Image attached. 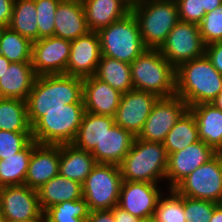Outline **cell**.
Wrapping results in <instances>:
<instances>
[{
	"mask_svg": "<svg viewBox=\"0 0 222 222\" xmlns=\"http://www.w3.org/2000/svg\"><path fill=\"white\" fill-rule=\"evenodd\" d=\"M222 91V74L206 55L176 68V95L191 107L211 103Z\"/></svg>",
	"mask_w": 222,
	"mask_h": 222,
	"instance_id": "obj_2",
	"label": "cell"
},
{
	"mask_svg": "<svg viewBox=\"0 0 222 222\" xmlns=\"http://www.w3.org/2000/svg\"><path fill=\"white\" fill-rule=\"evenodd\" d=\"M10 61L0 54V78L5 72V70L9 67Z\"/></svg>",
	"mask_w": 222,
	"mask_h": 222,
	"instance_id": "obj_47",
	"label": "cell"
},
{
	"mask_svg": "<svg viewBox=\"0 0 222 222\" xmlns=\"http://www.w3.org/2000/svg\"><path fill=\"white\" fill-rule=\"evenodd\" d=\"M86 222H115L111 209L90 211Z\"/></svg>",
	"mask_w": 222,
	"mask_h": 222,
	"instance_id": "obj_43",
	"label": "cell"
},
{
	"mask_svg": "<svg viewBox=\"0 0 222 222\" xmlns=\"http://www.w3.org/2000/svg\"><path fill=\"white\" fill-rule=\"evenodd\" d=\"M115 124L114 117L98 115L85 111L73 145L76 148L92 152L100 144L107 130Z\"/></svg>",
	"mask_w": 222,
	"mask_h": 222,
	"instance_id": "obj_27",
	"label": "cell"
},
{
	"mask_svg": "<svg viewBox=\"0 0 222 222\" xmlns=\"http://www.w3.org/2000/svg\"><path fill=\"white\" fill-rule=\"evenodd\" d=\"M169 196L158 199L154 211V222H187L184 215L183 196L174 189H169Z\"/></svg>",
	"mask_w": 222,
	"mask_h": 222,
	"instance_id": "obj_35",
	"label": "cell"
},
{
	"mask_svg": "<svg viewBox=\"0 0 222 222\" xmlns=\"http://www.w3.org/2000/svg\"><path fill=\"white\" fill-rule=\"evenodd\" d=\"M217 155V151L202 140L186 146L181 151L168 155L166 180L168 189H174L184 178L202 164L208 163Z\"/></svg>",
	"mask_w": 222,
	"mask_h": 222,
	"instance_id": "obj_14",
	"label": "cell"
},
{
	"mask_svg": "<svg viewBox=\"0 0 222 222\" xmlns=\"http://www.w3.org/2000/svg\"><path fill=\"white\" fill-rule=\"evenodd\" d=\"M39 204L44 212L53 205L64 201L83 198L82 184L58 174L37 190Z\"/></svg>",
	"mask_w": 222,
	"mask_h": 222,
	"instance_id": "obj_26",
	"label": "cell"
},
{
	"mask_svg": "<svg viewBox=\"0 0 222 222\" xmlns=\"http://www.w3.org/2000/svg\"><path fill=\"white\" fill-rule=\"evenodd\" d=\"M85 112L84 103L65 104L46 110L32 125V140L42 145L72 144Z\"/></svg>",
	"mask_w": 222,
	"mask_h": 222,
	"instance_id": "obj_6",
	"label": "cell"
},
{
	"mask_svg": "<svg viewBox=\"0 0 222 222\" xmlns=\"http://www.w3.org/2000/svg\"><path fill=\"white\" fill-rule=\"evenodd\" d=\"M90 31L98 32L131 12L125 0H81Z\"/></svg>",
	"mask_w": 222,
	"mask_h": 222,
	"instance_id": "obj_23",
	"label": "cell"
},
{
	"mask_svg": "<svg viewBox=\"0 0 222 222\" xmlns=\"http://www.w3.org/2000/svg\"><path fill=\"white\" fill-rule=\"evenodd\" d=\"M158 184L140 181H122L118 206L143 220L152 218L159 197Z\"/></svg>",
	"mask_w": 222,
	"mask_h": 222,
	"instance_id": "obj_15",
	"label": "cell"
},
{
	"mask_svg": "<svg viewBox=\"0 0 222 222\" xmlns=\"http://www.w3.org/2000/svg\"><path fill=\"white\" fill-rule=\"evenodd\" d=\"M0 222H4V219L2 217H0Z\"/></svg>",
	"mask_w": 222,
	"mask_h": 222,
	"instance_id": "obj_55",
	"label": "cell"
},
{
	"mask_svg": "<svg viewBox=\"0 0 222 222\" xmlns=\"http://www.w3.org/2000/svg\"><path fill=\"white\" fill-rule=\"evenodd\" d=\"M2 188L3 187L0 186V217H1V194H2Z\"/></svg>",
	"mask_w": 222,
	"mask_h": 222,
	"instance_id": "obj_52",
	"label": "cell"
},
{
	"mask_svg": "<svg viewBox=\"0 0 222 222\" xmlns=\"http://www.w3.org/2000/svg\"><path fill=\"white\" fill-rule=\"evenodd\" d=\"M130 66L133 89L150 92L158 97L176 95V69L158 49H146Z\"/></svg>",
	"mask_w": 222,
	"mask_h": 222,
	"instance_id": "obj_4",
	"label": "cell"
},
{
	"mask_svg": "<svg viewBox=\"0 0 222 222\" xmlns=\"http://www.w3.org/2000/svg\"><path fill=\"white\" fill-rule=\"evenodd\" d=\"M136 137L114 124L91 152L96 163L119 165L130 151Z\"/></svg>",
	"mask_w": 222,
	"mask_h": 222,
	"instance_id": "obj_21",
	"label": "cell"
},
{
	"mask_svg": "<svg viewBox=\"0 0 222 222\" xmlns=\"http://www.w3.org/2000/svg\"><path fill=\"white\" fill-rule=\"evenodd\" d=\"M38 145L32 140L23 150L0 160V186L22 185L25 183L26 173L33 149Z\"/></svg>",
	"mask_w": 222,
	"mask_h": 222,
	"instance_id": "obj_30",
	"label": "cell"
},
{
	"mask_svg": "<svg viewBox=\"0 0 222 222\" xmlns=\"http://www.w3.org/2000/svg\"><path fill=\"white\" fill-rule=\"evenodd\" d=\"M218 203L183 196L184 215L187 222H210Z\"/></svg>",
	"mask_w": 222,
	"mask_h": 222,
	"instance_id": "obj_37",
	"label": "cell"
},
{
	"mask_svg": "<svg viewBox=\"0 0 222 222\" xmlns=\"http://www.w3.org/2000/svg\"><path fill=\"white\" fill-rule=\"evenodd\" d=\"M94 76L122 94L133 89L131 66L126 62L101 55Z\"/></svg>",
	"mask_w": 222,
	"mask_h": 222,
	"instance_id": "obj_28",
	"label": "cell"
},
{
	"mask_svg": "<svg viewBox=\"0 0 222 222\" xmlns=\"http://www.w3.org/2000/svg\"><path fill=\"white\" fill-rule=\"evenodd\" d=\"M142 41L147 49H159L168 34L180 21L174 0H143L131 6Z\"/></svg>",
	"mask_w": 222,
	"mask_h": 222,
	"instance_id": "obj_5",
	"label": "cell"
},
{
	"mask_svg": "<svg viewBox=\"0 0 222 222\" xmlns=\"http://www.w3.org/2000/svg\"><path fill=\"white\" fill-rule=\"evenodd\" d=\"M199 30L205 45L222 41V5L204 15Z\"/></svg>",
	"mask_w": 222,
	"mask_h": 222,
	"instance_id": "obj_39",
	"label": "cell"
},
{
	"mask_svg": "<svg viewBox=\"0 0 222 222\" xmlns=\"http://www.w3.org/2000/svg\"><path fill=\"white\" fill-rule=\"evenodd\" d=\"M140 222H154V220L153 218H149V219L140 220Z\"/></svg>",
	"mask_w": 222,
	"mask_h": 222,
	"instance_id": "obj_51",
	"label": "cell"
},
{
	"mask_svg": "<svg viewBox=\"0 0 222 222\" xmlns=\"http://www.w3.org/2000/svg\"><path fill=\"white\" fill-rule=\"evenodd\" d=\"M205 13H209L222 5V0H201Z\"/></svg>",
	"mask_w": 222,
	"mask_h": 222,
	"instance_id": "obj_45",
	"label": "cell"
},
{
	"mask_svg": "<svg viewBox=\"0 0 222 222\" xmlns=\"http://www.w3.org/2000/svg\"><path fill=\"white\" fill-rule=\"evenodd\" d=\"M89 207L84 198L64 201L44 211L45 222H86Z\"/></svg>",
	"mask_w": 222,
	"mask_h": 222,
	"instance_id": "obj_34",
	"label": "cell"
},
{
	"mask_svg": "<svg viewBox=\"0 0 222 222\" xmlns=\"http://www.w3.org/2000/svg\"><path fill=\"white\" fill-rule=\"evenodd\" d=\"M59 174V145L38 144L32 151L25 185L38 190Z\"/></svg>",
	"mask_w": 222,
	"mask_h": 222,
	"instance_id": "obj_19",
	"label": "cell"
},
{
	"mask_svg": "<svg viewBox=\"0 0 222 222\" xmlns=\"http://www.w3.org/2000/svg\"><path fill=\"white\" fill-rule=\"evenodd\" d=\"M188 109L187 103L177 95L159 97L137 138L162 143Z\"/></svg>",
	"mask_w": 222,
	"mask_h": 222,
	"instance_id": "obj_11",
	"label": "cell"
},
{
	"mask_svg": "<svg viewBox=\"0 0 222 222\" xmlns=\"http://www.w3.org/2000/svg\"><path fill=\"white\" fill-rule=\"evenodd\" d=\"M1 217L4 220L45 218L37 190L25 184L5 186L1 194Z\"/></svg>",
	"mask_w": 222,
	"mask_h": 222,
	"instance_id": "obj_16",
	"label": "cell"
},
{
	"mask_svg": "<svg viewBox=\"0 0 222 222\" xmlns=\"http://www.w3.org/2000/svg\"><path fill=\"white\" fill-rule=\"evenodd\" d=\"M113 212V216L115 219V222H140L141 219L135 217L134 215L130 214L123 208L116 205L113 209H111Z\"/></svg>",
	"mask_w": 222,
	"mask_h": 222,
	"instance_id": "obj_44",
	"label": "cell"
},
{
	"mask_svg": "<svg viewBox=\"0 0 222 222\" xmlns=\"http://www.w3.org/2000/svg\"><path fill=\"white\" fill-rule=\"evenodd\" d=\"M100 58L101 47L98 33L89 31L71 41L66 75L82 79L95 75Z\"/></svg>",
	"mask_w": 222,
	"mask_h": 222,
	"instance_id": "obj_17",
	"label": "cell"
},
{
	"mask_svg": "<svg viewBox=\"0 0 222 222\" xmlns=\"http://www.w3.org/2000/svg\"><path fill=\"white\" fill-rule=\"evenodd\" d=\"M71 41L56 36L32 42L31 64L37 76L66 74Z\"/></svg>",
	"mask_w": 222,
	"mask_h": 222,
	"instance_id": "obj_12",
	"label": "cell"
},
{
	"mask_svg": "<svg viewBox=\"0 0 222 222\" xmlns=\"http://www.w3.org/2000/svg\"><path fill=\"white\" fill-rule=\"evenodd\" d=\"M32 42L9 27L0 36V54L10 62H31Z\"/></svg>",
	"mask_w": 222,
	"mask_h": 222,
	"instance_id": "obj_33",
	"label": "cell"
},
{
	"mask_svg": "<svg viewBox=\"0 0 222 222\" xmlns=\"http://www.w3.org/2000/svg\"><path fill=\"white\" fill-rule=\"evenodd\" d=\"M127 3H129L130 6H133L137 3L142 2L143 0H125Z\"/></svg>",
	"mask_w": 222,
	"mask_h": 222,
	"instance_id": "obj_50",
	"label": "cell"
},
{
	"mask_svg": "<svg viewBox=\"0 0 222 222\" xmlns=\"http://www.w3.org/2000/svg\"><path fill=\"white\" fill-rule=\"evenodd\" d=\"M174 190L180 196L222 202V156L216 155L184 178Z\"/></svg>",
	"mask_w": 222,
	"mask_h": 222,
	"instance_id": "obj_10",
	"label": "cell"
},
{
	"mask_svg": "<svg viewBox=\"0 0 222 222\" xmlns=\"http://www.w3.org/2000/svg\"><path fill=\"white\" fill-rule=\"evenodd\" d=\"M210 222H222V204L215 207Z\"/></svg>",
	"mask_w": 222,
	"mask_h": 222,
	"instance_id": "obj_46",
	"label": "cell"
},
{
	"mask_svg": "<svg viewBox=\"0 0 222 222\" xmlns=\"http://www.w3.org/2000/svg\"><path fill=\"white\" fill-rule=\"evenodd\" d=\"M15 0H0V27H8Z\"/></svg>",
	"mask_w": 222,
	"mask_h": 222,
	"instance_id": "obj_42",
	"label": "cell"
},
{
	"mask_svg": "<svg viewBox=\"0 0 222 222\" xmlns=\"http://www.w3.org/2000/svg\"><path fill=\"white\" fill-rule=\"evenodd\" d=\"M61 0H35L39 39L54 36L55 13Z\"/></svg>",
	"mask_w": 222,
	"mask_h": 222,
	"instance_id": "obj_36",
	"label": "cell"
},
{
	"mask_svg": "<svg viewBox=\"0 0 222 222\" xmlns=\"http://www.w3.org/2000/svg\"><path fill=\"white\" fill-rule=\"evenodd\" d=\"M36 77L31 62H11L0 78V98L26 101Z\"/></svg>",
	"mask_w": 222,
	"mask_h": 222,
	"instance_id": "obj_22",
	"label": "cell"
},
{
	"mask_svg": "<svg viewBox=\"0 0 222 222\" xmlns=\"http://www.w3.org/2000/svg\"><path fill=\"white\" fill-rule=\"evenodd\" d=\"M199 140L196 119L188 109L167 133L162 144L169 155L181 151L186 146L198 142Z\"/></svg>",
	"mask_w": 222,
	"mask_h": 222,
	"instance_id": "obj_29",
	"label": "cell"
},
{
	"mask_svg": "<svg viewBox=\"0 0 222 222\" xmlns=\"http://www.w3.org/2000/svg\"><path fill=\"white\" fill-rule=\"evenodd\" d=\"M122 181L119 165L97 163L82 184L89 210L113 209L118 205Z\"/></svg>",
	"mask_w": 222,
	"mask_h": 222,
	"instance_id": "obj_8",
	"label": "cell"
},
{
	"mask_svg": "<svg viewBox=\"0 0 222 222\" xmlns=\"http://www.w3.org/2000/svg\"><path fill=\"white\" fill-rule=\"evenodd\" d=\"M158 50L175 69L185 62L204 56L205 44L199 25L180 20Z\"/></svg>",
	"mask_w": 222,
	"mask_h": 222,
	"instance_id": "obj_9",
	"label": "cell"
},
{
	"mask_svg": "<svg viewBox=\"0 0 222 222\" xmlns=\"http://www.w3.org/2000/svg\"><path fill=\"white\" fill-rule=\"evenodd\" d=\"M3 28L4 27H0V36H1L2 31H3Z\"/></svg>",
	"mask_w": 222,
	"mask_h": 222,
	"instance_id": "obj_54",
	"label": "cell"
},
{
	"mask_svg": "<svg viewBox=\"0 0 222 222\" xmlns=\"http://www.w3.org/2000/svg\"><path fill=\"white\" fill-rule=\"evenodd\" d=\"M189 110L196 119L199 139L218 151L222 146V111L212 103L196 104Z\"/></svg>",
	"mask_w": 222,
	"mask_h": 222,
	"instance_id": "obj_25",
	"label": "cell"
},
{
	"mask_svg": "<svg viewBox=\"0 0 222 222\" xmlns=\"http://www.w3.org/2000/svg\"><path fill=\"white\" fill-rule=\"evenodd\" d=\"M32 141V132L0 130V160L23 150Z\"/></svg>",
	"mask_w": 222,
	"mask_h": 222,
	"instance_id": "obj_38",
	"label": "cell"
},
{
	"mask_svg": "<svg viewBox=\"0 0 222 222\" xmlns=\"http://www.w3.org/2000/svg\"><path fill=\"white\" fill-rule=\"evenodd\" d=\"M205 55L213 67L222 74V41L205 45Z\"/></svg>",
	"mask_w": 222,
	"mask_h": 222,
	"instance_id": "obj_41",
	"label": "cell"
},
{
	"mask_svg": "<svg viewBox=\"0 0 222 222\" xmlns=\"http://www.w3.org/2000/svg\"><path fill=\"white\" fill-rule=\"evenodd\" d=\"M158 98L156 94L137 89L123 93L114 115L115 124L137 137Z\"/></svg>",
	"mask_w": 222,
	"mask_h": 222,
	"instance_id": "obj_13",
	"label": "cell"
},
{
	"mask_svg": "<svg viewBox=\"0 0 222 222\" xmlns=\"http://www.w3.org/2000/svg\"><path fill=\"white\" fill-rule=\"evenodd\" d=\"M0 130L32 132L27 103L20 99L0 98Z\"/></svg>",
	"mask_w": 222,
	"mask_h": 222,
	"instance_id": "obj_32",
	"label": "cell"
},
{
	"mask_svg": "<svg viewBox=\"0 0 222 222\" xmlns=\"http://www.w3.org/2000/svg\"><path fill=\"white\" fill-rule=\"evenodd\" d=\"M167 165L168 154L161 142L136 137L119 168L122 180L158 184L166 179Z\"/></svg>",
	"mask_w": 222,
	"mask_h": 222,
	"instance_id": "obj_3",
	"label": "cell"
},
{
	"mask_svg": "<svg viewBox=\"0 0 222 222\" xmlns=\"http://www.w3.org/2000/svg\"><path fill=\"white\" fill-rule=\"evenodd\" d=\"M211 103L222 111V91L217 95V97Z\"/></svg>",
	"mask_w": 222,
	"mask_h": 222,
	"instance_id": "obj_48",
	"label": "cell"
},
{
	"mask_svg": "<svg viewBox=\"0 0 222 222\" xmlns=\"http://www.w3.org/2000/svg\"><path fill=\"white\" fill-rule=\"evenodd\" d=\"M97 33L102 56L131 64L147 49L141 38L138 21L132 12Z\"/></svg>",
	"mask_w": 222,
	"mask_h": 222,
	"instance_id": "obj_7",
	"label": "cell"
},
{
	"mask_svg": "<svg viewBox=\"0 0 222 222\" xmlns=\"http://www.w3.org/2000/svg\"><path fill=\"white\" fill-rule=\"evenodd\" d=\"M35 0H15L8 27L31 42L39 39Z\"/></svg>",
	"mask_w": 222,
	"mask_h": 222,
	"instance_id": "obj_31",
	"label": "cell"
},
{
	"mask_svg": "<svg viewBox=\"0 0 222 222\" xmlns=\"http://www.w3.org/2000/svg\"><path fill=\"white\" fill-rule=\"evenodd\" d=\"M217 154L220 155V156H222V146H221V148L217 151Z\"/></svg>",
	"mask_w": 222,
	"mask_h": 222,
	"instance_id": "obj_53",
	"label": "cell"
},
{
	"mask_svg": "<svg viewBox=\"0 0 222 222\" xmlns=\"http://www.w3.org/2000/svg\"><path fill=\"white\" fill-rule=\"evenodd\" d=\"M83 79L66 74L37 76L27 103L32 126L46 110L61 109L65 104L83 103Z\"/></svg>",
	"mask_w": 222,
	"mask_h": 222,
	"instance_id": "obj_1",
	"label": "cell"
},
{
	"mask_svg": "<svg viewBox=\"0 0 222 222\" xmlns=\"http://www.w3.org/2000/svg\"><path fill=\"white\" fill-rule=\"evenodd\" d=\"M122 93L113 89L94 75L83 79V103L85 111L114 117Z\"/></svg>",
	"mask_w": 222,
	"mask_h": 222,
	"instance_id": "obj_18",
	"label": "cell"
},
{
	"mask_svg": "<svg viewBox=\"0 0 222 222\" xmlns=\"http://www.w3.org/2000/svg\"><path fill=\"white\" fill-rule=\"evenodd\" d=\"M176 3L181 21L197 25L201 23L206 14L201 0H176Z\"/></svg>",
	"mask_w": 222,
	"mask_h": 222,
	"instance_id": "obj_40",
	"label": "cell"
},
{
	"mask_svg": "<svg viewBox=\"0 0 222 222\" xmlns=\"http://www.w3.org/2000/svg\"><path fill=\"white\" fill-rule=\"evenodd\" d=\"M54 20V36L59 38L72 41L90 31L81 0H61Z\"/></svg>",
	"mask_w": 222,
	"mask_h": 222,
	"instance_id": "obj_20",
	"label": "cell"
},
{
	"mask_svg": "<svg viewBox=\"0 0 222 222\" xmlns=\"http://www.w3.org/2000/svg\"><path fill=\"white\" fill-rule=\"evenodd\" d=\"M96 164L91 152L73 144L59 145V174L63 177L83 184Z\"/></svg>",
	"mask_w": 222,
	"mask_h": 222,
	"instance_id": "obj_24",
	"label": "cell"
},
{
	"mask_svg": "<svg viewBox=\"0 0 222 222\" xmlns=\"http://www.w3.org/2000/svg\"><path fill=\"white\" fill-rule=\"evenodd\" d=\"M4 222H45V218H29L25 220H4Z\"/></svg>",
	"mask_w": 222,
	"mask_h": 222,
	"instance_id": "obj_49",
	"label": "cell"
}]
</instances>
